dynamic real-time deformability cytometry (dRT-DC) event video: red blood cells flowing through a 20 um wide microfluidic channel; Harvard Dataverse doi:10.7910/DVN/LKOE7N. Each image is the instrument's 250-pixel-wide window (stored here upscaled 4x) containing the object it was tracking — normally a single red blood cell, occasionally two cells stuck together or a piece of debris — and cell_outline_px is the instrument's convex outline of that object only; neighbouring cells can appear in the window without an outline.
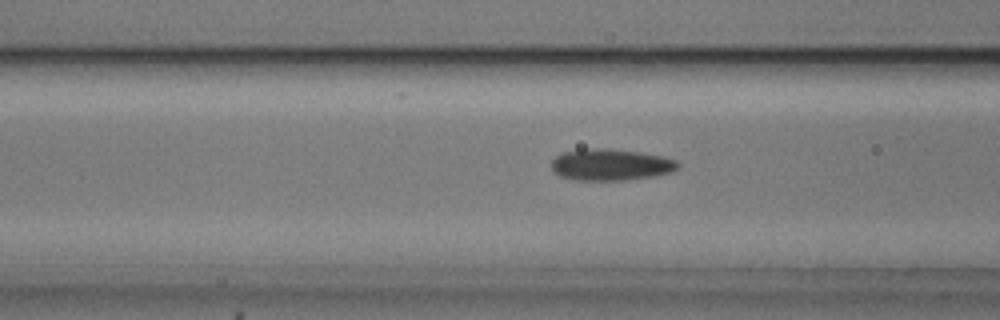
{"species": "common noctule bat (a hibernating species)", "species_latin": "Nyctalus noctula", "temperature_condition": "cold", "stored_images_in_passage": 39, "camera_frame_rate_fps": 3000, "um_per_image_px": 0.085, "animal": {"sex": "male", "body_mass_g": 20.5, "forearm_length_mm": 52.5}, "frame": {"image": 1, "passage_image": 6, "time_ms": 1.667, "image_size_px": [1000, 320], "cell_outline_px": [[680, 164], [676, 168], [668, 172], [652, 176], [624, 180], [576, 180], [560, 176], [552, 168], [552, 160], [560, 152], [584, 148], [596, 148], [640, 152], [664, 156], [676, 160]], "centroid_in_image_um": [51.87, 13.99], "position_along_channel_um": 114.7, "area_um2": 23.06}}
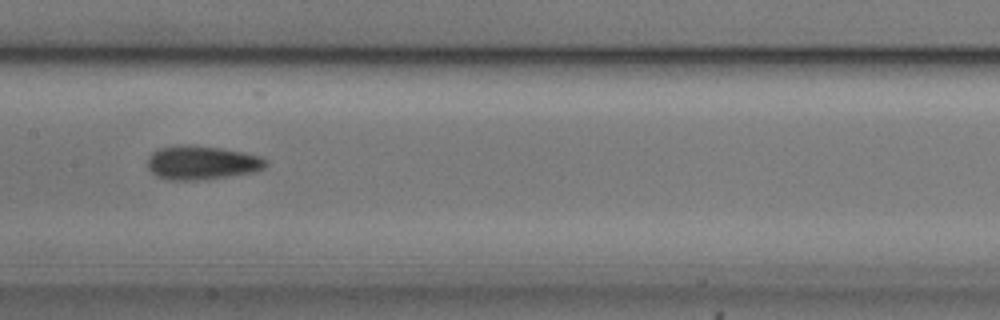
{"frame": {"image": 2, "passage_image": 12, "time_ms": 3.667, "image_size_px": [1000, 320], "cell_outline_px": [[268, 164], [264, 168], [256, 172], [204, 180], [168, 180], [156, 176], [148, 168], [148, 156], [156, 148], [172, 144], [192, 144], [220, 148], [244, 152], [268, 160]], "centroid_in_image_um": [17.12, 13.82], "position_along_channel_um": 190.3, "area_um2": 23.87}}
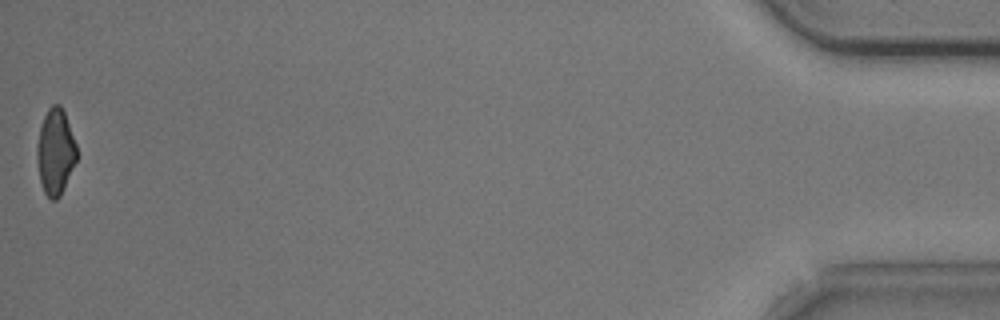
{"frame": {"image": 3, "passage_image": 39, "time_ms": 12.667, "image_size_px": [1000, 320], "cell_outline_px": [[76, 160], [64, 188], [60, 196], [56, 200], [52, 200], [44, 192], [40, 180], [36, 156], [36, 144], [40, 128], [44, 116], [48, 108], [52, 104], [60, 104], [64, 112], [76, 144]], "centroid_in_image_um": [4.69, 12.89], "position_along_channel_um": 430.5, "area_um2": 19.71}, "authors_computed_cell_mechanics": {"area_um2": 21.8484, "velocity_mm_per_s": 3.7484, "shape_relaxation_time_tau1_ms": 2.3348, "shape_relaxation_time_tau2_ms": 3.1442, "deformation_change_tau1": 0.0947, "deformation_change_tau2": 0.084}}